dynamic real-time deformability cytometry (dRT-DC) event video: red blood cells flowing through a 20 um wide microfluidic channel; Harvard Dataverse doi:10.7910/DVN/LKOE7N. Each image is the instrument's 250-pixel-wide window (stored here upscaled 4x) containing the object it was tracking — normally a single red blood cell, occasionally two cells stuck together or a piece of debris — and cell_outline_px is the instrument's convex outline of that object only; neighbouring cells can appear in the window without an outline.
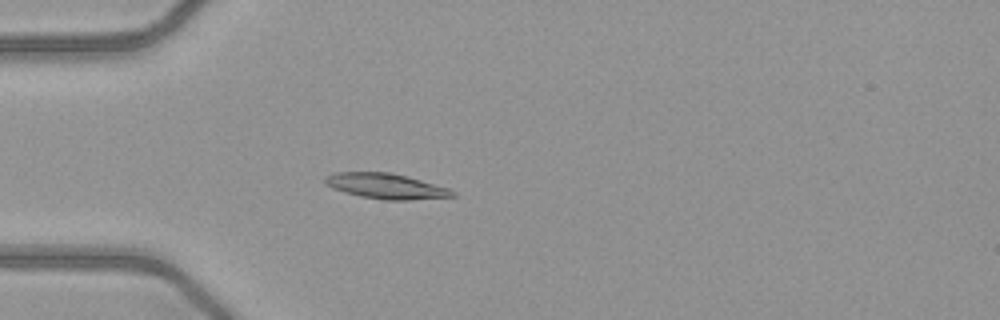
{"species": "common noctule bat (a hibernating species)", "species_latin": "Nyctalus noctula", "temperature_condition": "warm", "stored_images_in_passage": 44, "camera_frame_rate_fps": 3000, "um_per_image_px": 0.085, "animal": {"sex": "female", "body_mass_g": 21.9}, "frame": {"image": 1, "passage_image": 8, "time_ms": 2.333, "image_size_px": [1000, 320], "cell_outline_px": [[456, 196], [408, 200], [384, 200], [360, 196], [344, 192], [332, 188], [324, 184], [324, 176], [336, 172], [392, 172], [448, 188], [456, 192]], "centroid_in_image_um": [32.76, 15.82], "position_along_channel_um": 52.2, "area_um2": 18.84}}
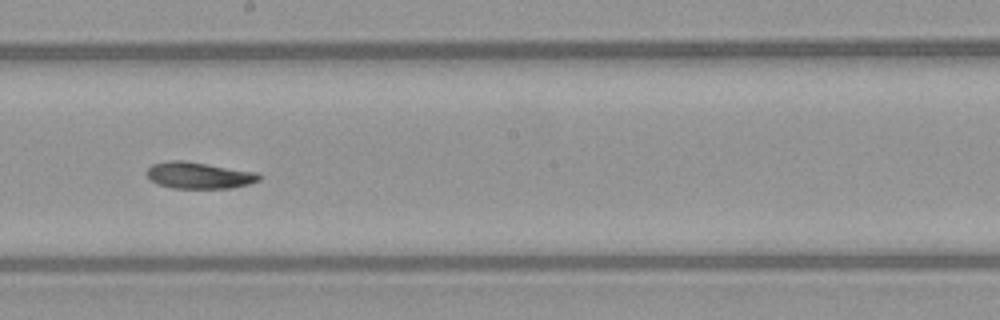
{"frame": {"image": 2, "passage_image": 22, "time_ms": 7.0, "image_size_px": [1000, 320], "cell_outline_px": [[260, 180], [248, 184], [232, 188], [172, 188], [156, 184], [144, 172], [152, 164], [168, 160], [184, 160], [260, 172]], "centroid_in_image_um": [16.91, 14.89], "position_along_channel_um": 231.3, "area_um2": 17.63}}
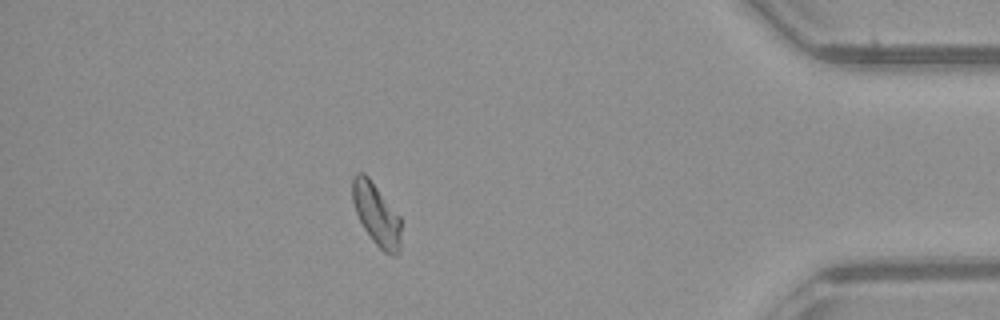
{"frame": {"image": 3, "passage_image": 38, "time_ms": 12.333, "image_size_px": [1000, 320], "cell_outline_px": [[400, 252], [396, 256], [392, 256], [384, 252], [372, 240], [364, 228], [356, 212], [352, 200], [352, 176], [356, 172], [364, 172], [368, 176], [400, 216]], "centroid_in_image_um": [31.99, 18.21], "position_along_channel_um": 403.2, "area_um2": 17.63}, "authors_computed_cell_mechanics": {"area_um2": 17.629, "velocity_mm_per_s": 4.0614, "shape_relaxation_time_tau1_ms": 7.1733, "shape_relaxation_time_tau2_ms": null, "deformation_change_tau1": 0.163, "deformation_change_tau2": null}}